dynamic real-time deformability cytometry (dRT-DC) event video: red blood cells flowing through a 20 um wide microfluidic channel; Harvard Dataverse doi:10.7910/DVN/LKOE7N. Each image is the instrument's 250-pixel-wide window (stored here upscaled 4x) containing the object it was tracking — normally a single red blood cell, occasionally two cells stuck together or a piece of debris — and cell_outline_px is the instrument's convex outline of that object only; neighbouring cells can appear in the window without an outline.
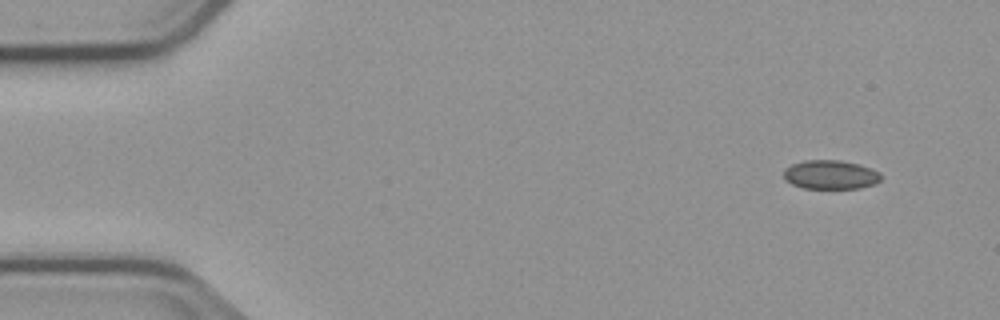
{"species": "common noctule bat (a hibernating species)", "species_latin": "Nyctalus noctula", "temperature_condition": "cold", "stored_images_in_passage": 12, "camera_frame_rate_fps": 3000, "um_per_image_px": 0.085, "animal": {"sex": "male", "body_mass_g": 23.1, "forearm_length_mm": 52.7}, "frame": {"image": 1, "passage_image": 1, "time_ms": 0.0, "image_size_px": [1000, 320], "cell_outline_px": [[880, 180], [876, 184], [860, 188], [800, 188], [784, 180], [784, 168], [792, 164], [804, 160], [840, 160], [860, 164], [880, 172]], "centroid_in_image_um": [70.58, 14.85], "position_along_channel_um": 14.4, "area_um2": 16.59}}